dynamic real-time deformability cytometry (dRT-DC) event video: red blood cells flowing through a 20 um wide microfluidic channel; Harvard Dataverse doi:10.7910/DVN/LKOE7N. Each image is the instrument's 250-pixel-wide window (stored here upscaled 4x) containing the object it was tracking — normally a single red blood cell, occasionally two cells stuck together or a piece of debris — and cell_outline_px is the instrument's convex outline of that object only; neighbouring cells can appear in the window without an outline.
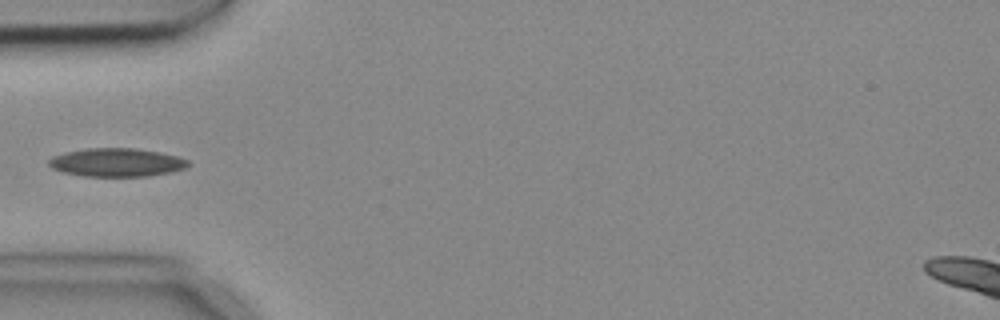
{"species": "common noctule bat (a hibernating species)", "species_latin": "Nyctalus noctula", "temperature_condition": "cold", "stored_images_in_passage": 5, "camera_frame_rate_fps": 3000, "um_per_image_px": 0.085, "animal": {"sex": "female", "body_mass_g": 18.4}, "frame": {"image": 1, "passage_image": 5, "time_ms": 1.333, "image_size_px": [1000, 320], "cell_outline_px": [[188, 164], [184, 168], [172, 172], [148, 176], [84, 176], [64, 172], [52, 168], [48, 164], [48, 160], [52, 156], [64, 152], [88, 148], [136, 148], [160, 152], [180, 156], [188, 160]], "centroid_in_image_um": [9.92, 13.8], "position_along_channel_um": 75.1, "area_um2": 23.12}}